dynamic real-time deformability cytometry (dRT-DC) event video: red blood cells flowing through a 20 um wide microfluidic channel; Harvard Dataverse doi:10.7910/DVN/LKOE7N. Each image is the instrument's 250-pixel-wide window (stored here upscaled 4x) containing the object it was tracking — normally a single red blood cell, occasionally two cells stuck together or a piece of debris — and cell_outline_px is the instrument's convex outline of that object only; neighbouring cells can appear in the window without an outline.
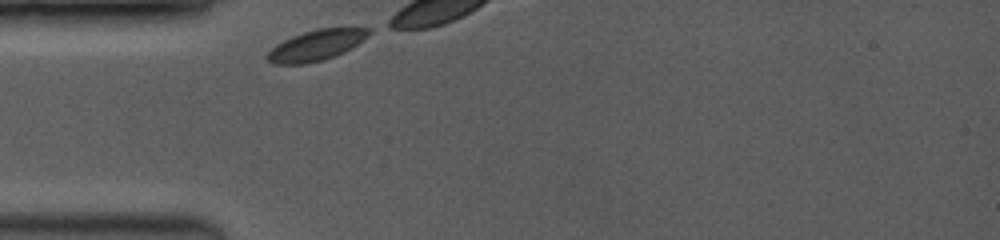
{"species": "common noctule bat (a hibernating species)", "species_latin": "Nyctalus noctula", "temperature_condition": "room temperature", "stored_images_in_passage": 5, "camera_frame_rate_fps": 3500, "um_per_image_px": 0.085, "animal": {"sex": "female", "body_mass_g": 19.0, "forearm_length_mm": 53.3}, "frame": {"image": 1, "passage_image": 1, "time_ms": 0.0, "image_size_px": [1000, 240], "cell_outline_px": [[372, 32], [364, 40], [352, 48], [344, 52], [324, 60], [304, 64], [272, 64], [264, 56], [276, 44], [292, 36], [316, 28], [348, 24], [372, 28]], "centroid_in_image_um": [26.99, 3.78], "position_along_channel_um": 58.0, "area_um2": 19.07}}